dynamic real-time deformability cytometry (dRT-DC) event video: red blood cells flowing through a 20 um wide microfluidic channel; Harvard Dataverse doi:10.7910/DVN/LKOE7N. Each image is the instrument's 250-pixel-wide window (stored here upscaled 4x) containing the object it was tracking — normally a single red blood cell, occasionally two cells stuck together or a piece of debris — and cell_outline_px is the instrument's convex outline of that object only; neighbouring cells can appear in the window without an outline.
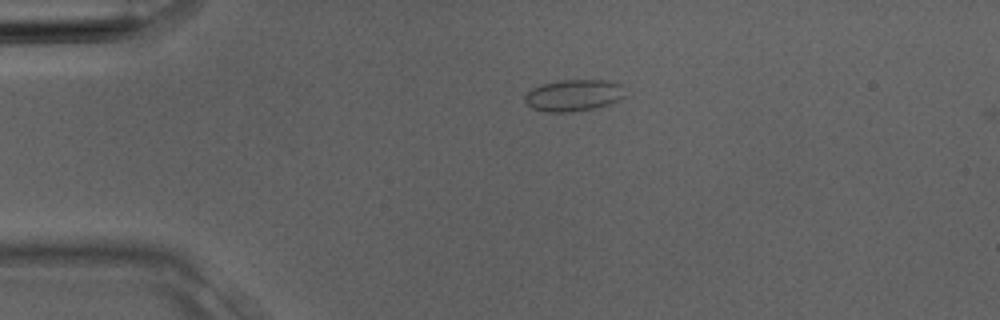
{"species": "Egyptian fruit bat (a non-hibernating species)", "species_latin": "Rousettus aegyptiacus", "temperature_condition": "room temperature", "stored_images_in_passage": 3, "camera_frame_rate_fps": 3000, "um_per_image_px": 0.085, "animal": {"sex": "male"}, "frame": {"image": 1, "passage_image": 3, "time_ms": 0.667, "image_size_px": [1000, 320], "cell_outline_px": [[624, 96], [620, 100], [596, 108], [572, 112], [544, 112], [532, 108], [524, 100], [524, 96], [532, 88], [540, 84], [560, 80], [608, 80], [620, 84]], "centroid_in_image_um": [48.73, 8.11], "position_along_channel_um": 36.3, "area_um2": 18.55}}